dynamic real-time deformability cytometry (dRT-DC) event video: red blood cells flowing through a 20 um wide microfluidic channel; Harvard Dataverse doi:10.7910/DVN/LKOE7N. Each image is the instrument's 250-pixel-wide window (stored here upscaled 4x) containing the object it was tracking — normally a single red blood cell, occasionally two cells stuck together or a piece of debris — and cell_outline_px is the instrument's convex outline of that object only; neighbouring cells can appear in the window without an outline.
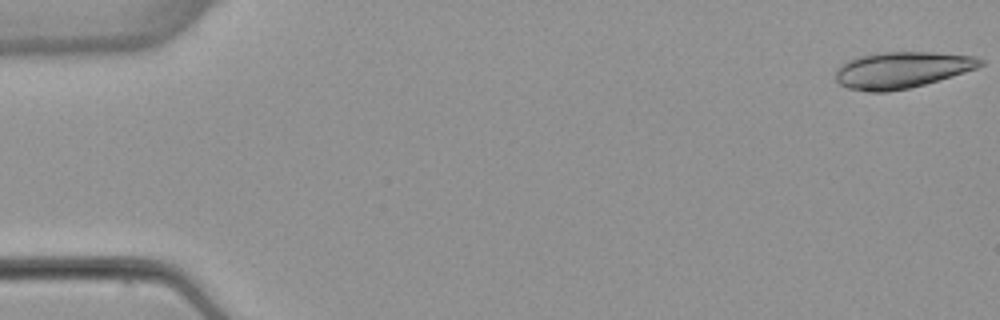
{"species": "common noctule bat (a hibernating species)", "species_latin": "Nyctalus noctula", "temperature_condition": "warm", "stored_images_in_passage": 52, "camera_frame_rate_fps": 3000, "um_per_image_px": 0.085, "animal": {"sex": "female", "body_mass_g": 22.7, "forearm_length_mm": 54.2}, "frame": {"image": 1, "passage_image": 1, "time_ms": 0.0, "image_size_px": [1000, 320], "cell_outline_px": [[984, 64], [976, 68], [952, 76], [924, 84], [908, 88], [888, 92], [868, 92], [848, 88], [840, 84], [836, 80], [836, 68], [848, 60], [860, 56], [884, 52], [932, 52], [976, 56], [984, 60]], "centroid_in_image_um": [76.65, 5.94], "position_along_channel_um": 8.3, "area_um2": 30.58}}